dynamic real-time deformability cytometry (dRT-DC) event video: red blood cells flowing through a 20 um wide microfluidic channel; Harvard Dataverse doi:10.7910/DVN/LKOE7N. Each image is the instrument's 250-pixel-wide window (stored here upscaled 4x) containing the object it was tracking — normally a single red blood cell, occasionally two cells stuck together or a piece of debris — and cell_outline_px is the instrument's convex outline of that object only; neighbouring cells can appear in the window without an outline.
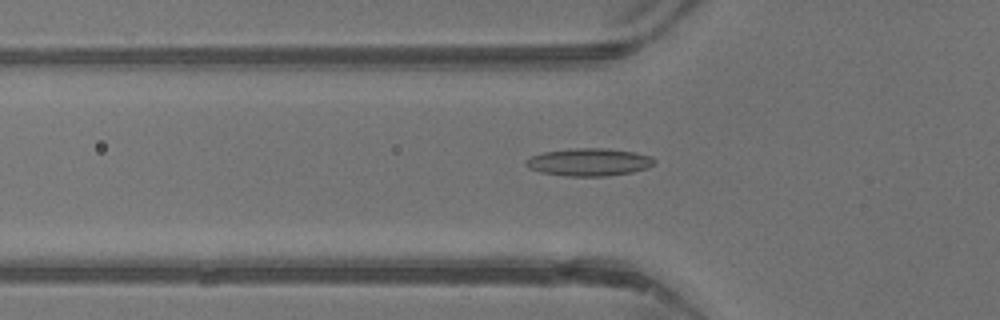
{"species": "common noctule bat (a hibernating species)", "species_latin": "Nyctalus noctula", "temperature_condition": "warm", "stored_images_in_passage": 42, "camera_frame_rate_fps": 3000, "um_per_image_px": 0.085, "animal": {"sex": "male", "body_mass_g": 13.3}, "frame": {"image": 1, "passage_image": 14, "time_ms": 4.333, "image_size_px": [1000, 320], "cell_outline_px": [[656, 160], [648, 168], [632, 172], [608, 176], [564, 176], [540, 172], [528, 168], [524, 164], [524, 160], [532, 156], [544, 152], [576, 148], [604, 148], [632, 152], [652, 156]], "centroid_in_image_um": [50.04, 13.79], "position_along_channel_um": 75.8, "area_um2": 20.69}}
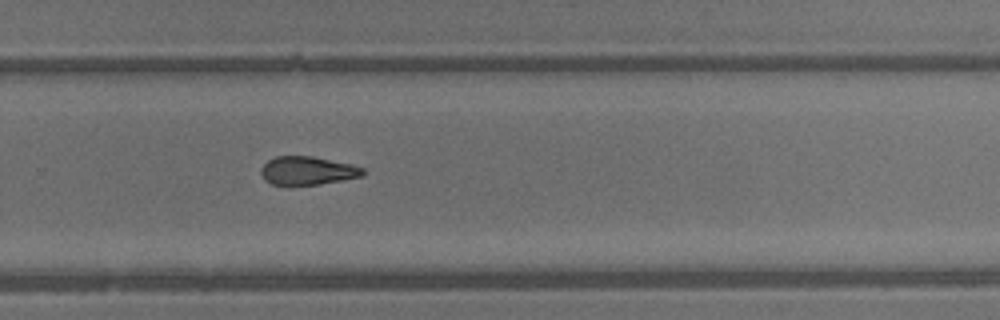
{"frame": {"image": 2, "passage_image": 28, "time_ms": 9.0, "image_size_px": [1000, 320], "cell_outline_px": [[364, 176], [320, 184], [288, 188], [272, 184], [264, 180], [260, 172], [260, 168], [268, 160], [276, 156], [312, 156], [352, 164], [364, 168]], "centroid_in_image_um": [26.1, 14.54], "position_along_channel_um": 303.7, "area_um2": 17.51}}
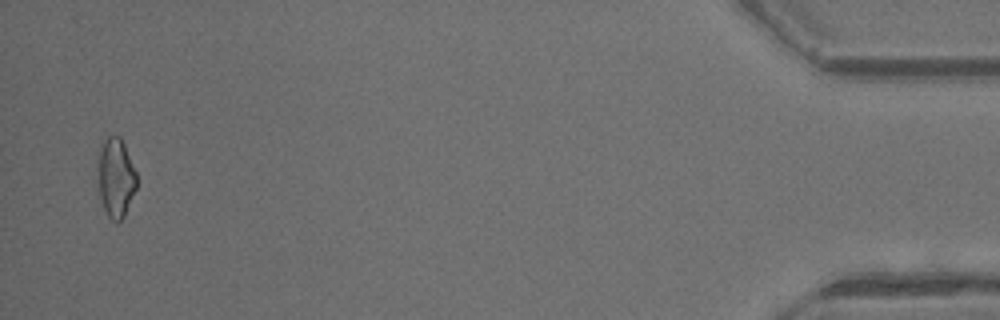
{"frame": {"image": 3, "passage_image": 41, "time_ms": 13.333, "image_size_px": [1000, 320], "cell_outline_px": [[136, 188], [124, 216], [120, 220], [112, 220], [108, 216], [104, 208], [100, 196], [96, 152], [104, 140], [108, 136], [120, 136], [124, 144], [136, 172]], "centroid_in_image_um": [9.81, 15.05], "position_along_channel_um": 425.4, "area_um2": 17.86}, "authors_computed_cell_mechanics": {"area_um2": 17.9758, "velocity_mm_per_s": 4.8762, "shape_relaxation_time_tau1_ms": null, "shape_relaxation_time_tau2_ms": 5.1622, "deformation_change_tau1": null, "deformation_change_tau2": 0.1694}}